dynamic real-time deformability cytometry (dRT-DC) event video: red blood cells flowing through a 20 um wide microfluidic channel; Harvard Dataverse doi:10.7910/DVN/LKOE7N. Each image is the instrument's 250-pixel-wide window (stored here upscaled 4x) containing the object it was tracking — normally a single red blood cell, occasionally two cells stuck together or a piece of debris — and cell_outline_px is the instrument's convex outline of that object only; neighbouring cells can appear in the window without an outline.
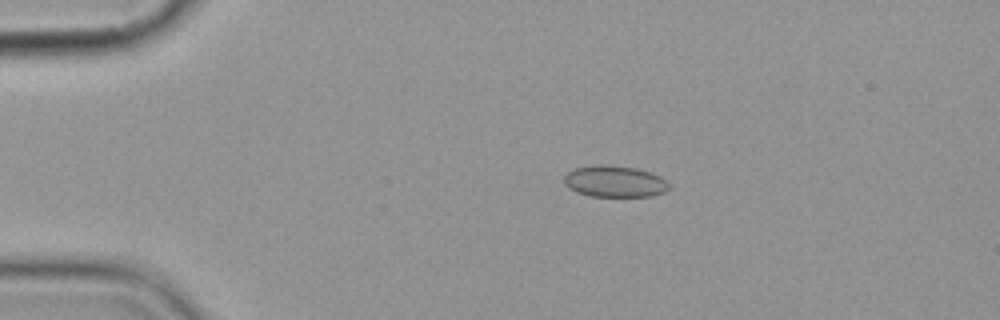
{"species": "common noctule bat (a hibernating species)", "species_latin": "Nyctalus noctula", "temperature_condition": "cold", "stored_images_in_passage": 8, "camera_frame_rate_fps": 3000, "um_per_image_px": 0.085, "animal": {"sex": "female", "body_mass_g": 19.9}, "frame": {"image": 1, "passage_image": 3, "time_ms": 2.333, "image_size_px": [1000, 320], "cell_outline_px": [[668, 188], [664, 192], [652, 196], [588, 196], [576, 192], [568, 188], [564, 184], [564, 176], [568, 172], [576, 168], [596, 164], [604, 164], [636, 168], [660, 176], [668, 184]], "centroid_in_image_um": [52.2, 15.42], "position_along_channel_um": 32.8, "area_um2": 19.19}}
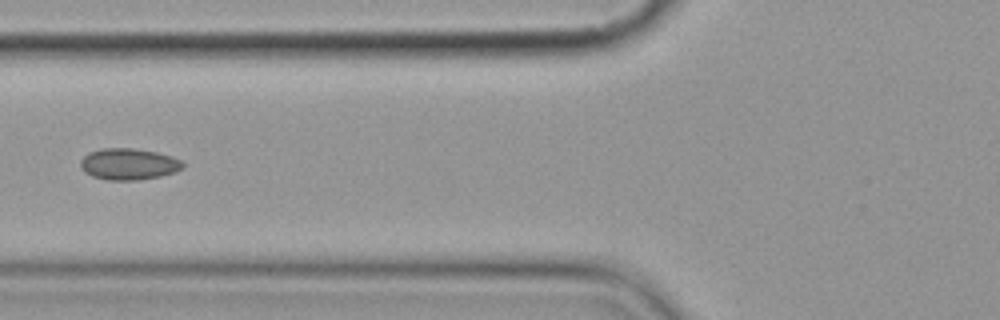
{"frame": {"image": 2, "passage_image": 6, "time_ms": 6.0, "image_size_px": [1000, 320], "cell_outline_px": [[184, 168], [176, 172], [160, 176], [136, 180], [108, 180], [92, 176], [84, 172], [80, 168], [80, 160], [88, 152], [104, 148], [132, 148], [156, 152], [172, 156], [180, 160], [184, 164]], "centroid_in_image_um": [10.93, 13.95], "position_along_channel_um": 114.9, "area_um2": 18.84}}
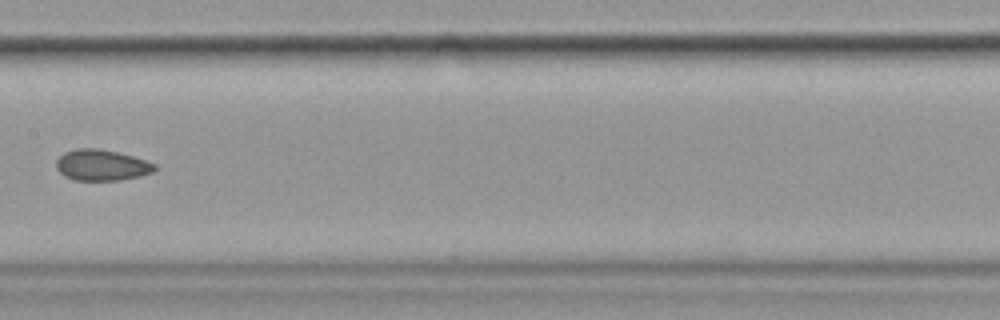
{"frame": {"image": 3, "passage_image": 8, "time_ms": 8.333, "image_size_px": [1000, 320], "cell_outline_px": [[156, 168], [152, 172], [140, 176], [120, 180], [76, 180], [64, 176], [56, 168], [56, 160], [64, 152], [76, 148], [96, 148], [116, 152], [132, 156], [156, 164]], "centroid_in_image_um": [8.61, 14.03], "position_along_channel_um": 198.8, "area_um2": 17.69}}